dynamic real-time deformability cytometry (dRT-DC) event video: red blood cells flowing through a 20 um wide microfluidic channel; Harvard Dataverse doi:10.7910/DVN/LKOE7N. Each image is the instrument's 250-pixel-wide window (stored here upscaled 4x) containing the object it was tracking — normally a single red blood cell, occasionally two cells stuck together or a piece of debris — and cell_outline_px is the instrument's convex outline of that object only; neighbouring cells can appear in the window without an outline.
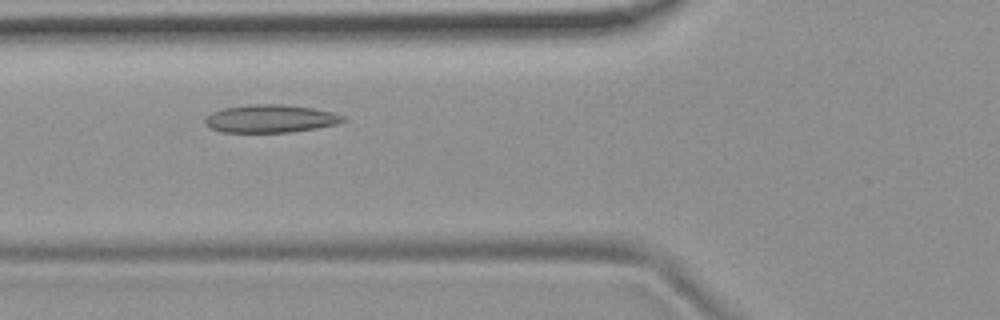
{"species": "common noctule bat (a hibernating species)", "species_latin": "Nyctalus noctula", "temperature_condition": "room temperature", "stored_images_in_passage": 40, "camera_frame_rate_fps": 3000, "um_per_image_px": 0.085, "animal": {"sex": "female", "body_mass_g": 19.9}, "frame": {"image": 1, "passage_image": 7, "time_ms": 2.0, "image_size_px": [1000, 320], "cell_outline_px": [[348, 120], [336, 124], [316, 128], [288, 132], [220, 132], [204, 124], [204, 120], [212, 112], [224, 108], [248, 104], [280, 104], [312, 108], [332, 112], [344, 116]], "centroid_in_image_um": [22.98, 10.08], "position_along_channel_um": 102.8, "area_um2": 22.37}}
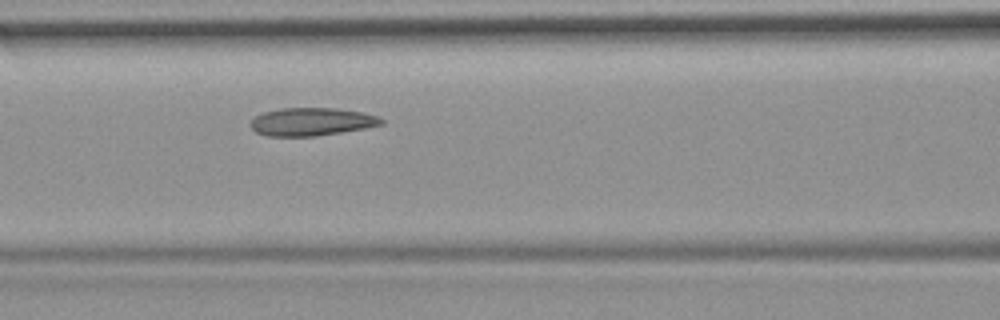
{"frame": {"image": 2, "passage_image": 10, "time_ms": 3.0, "image_size_px": [1000, 320], "cell_outline_px": [[384, 124], [364, 128], [316, 136], [268, 136], [256, 132], [248, 124], [256, 116], [264, 112], [280, 108], [336, 108], [360, 112], [380, 116], [384, 120]], "centroid_in_image_um": [26.48, 10.34], "position_along_channel_um": 140.1, "area_um2": 21.27}}
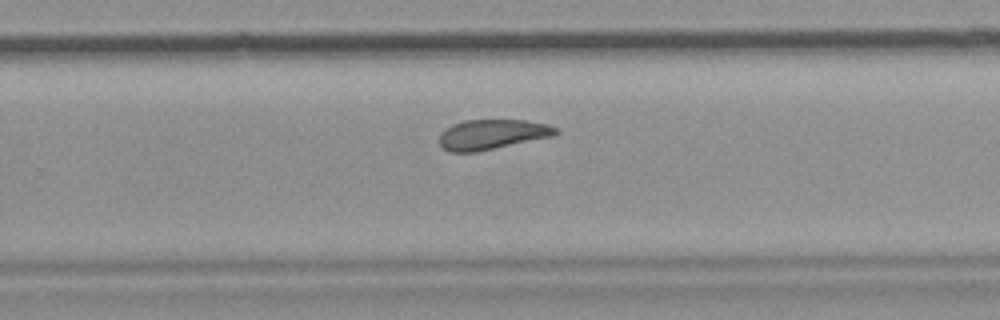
{"frame": {"image": 3, "passage_image": 22, "time_ms": 7.0, "image_size_px": [1000, 320], "cell_outline_px": [[560, 132], [556, 136], [476, 152], [448, 152], [440, 144], [440, 132], [452, 124], [464, 120], [524, 120], [548, 124], [560, 128]], "centroid_in_image_um": [41.89, 11.42], "position_along_channel_um": 287.9, "area_um2": 20.63}, "authors_computed_cell_mechanics": {"area_um2": 21.4438, "velocity_mm_per_s": 3.7173, "shape_relaxation_time_tau1_ms": null, "shape_relaxation_time_tau2_ms": 3.8563, "deformation_change_tau1": null, "deformation_change_tau2": 0.1035}}